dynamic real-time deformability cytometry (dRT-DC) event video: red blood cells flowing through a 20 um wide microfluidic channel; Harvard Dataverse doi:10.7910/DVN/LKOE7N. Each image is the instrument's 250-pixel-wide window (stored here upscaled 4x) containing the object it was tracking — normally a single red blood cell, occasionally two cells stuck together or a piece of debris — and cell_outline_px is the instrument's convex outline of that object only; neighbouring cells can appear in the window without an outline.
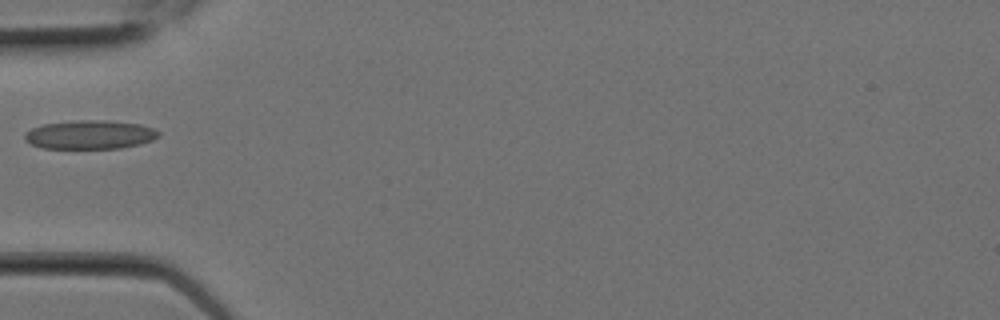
{"species": "Egyptian fruit bat (a non-hibernating species)", "species_latin": "Rousettus aegyptiacus", "temperature_condition": "room temperature", "stored_images_in_passage": 5, "camera_frame_rate_fps": 3000, "um_per_image_px": 0.085, "animal": {"sex": "female"}, "frame": {"image": 1, "passage_image": 2, "time_ms": 0.333, "image_size_px": [1000, 320], "cell_outline_px": [[160, 136], [152, 140], [140, 144], [120, 148], [40, 148], [24, 140], [24, 136], [32, 128], [44, 124], [80, 120], [104, 120], [140, 124], [152, 128], [160, 132]], "centroid_in_image_um": [7.66, 11.45], "position_along_channel_um": 77.3, "area_um2": 22.31}}
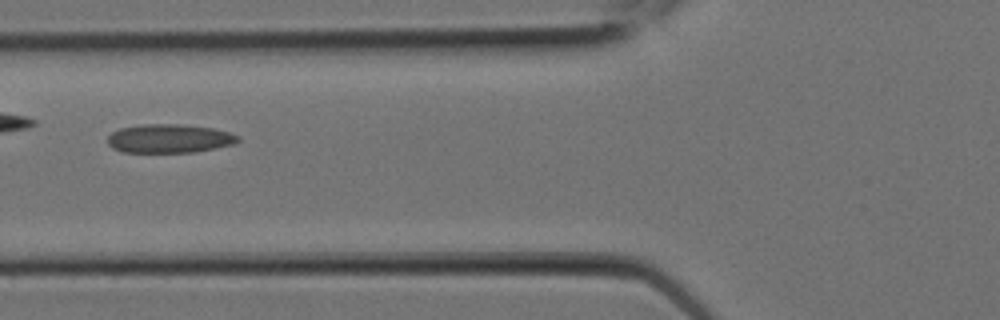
{"frame": {"image": 2, "passage_image": 3, "time_ms": 0.667, "image_size_px": [1000, 320], "cell_outline_px": [[240, 140], [232, 144], [192, 152], [124, 152], [112, 148], [108, 144], [108, 136], [112, 132], [120, 128], [144, 124], [180, 124], [212, 128], [228, 132], [240, 136]], "centroid_in_image_um": [14.36, 11.77], "position_along_channel_um": 111.4, "area_um2": 21.62}}
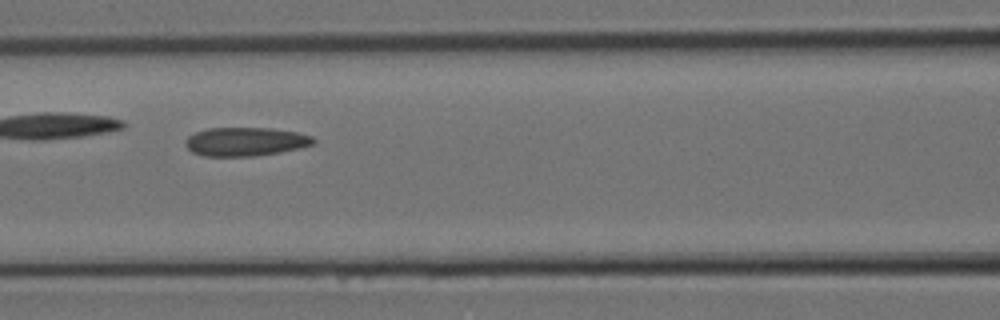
{"frame": {"image": 3, "passage_image": 4, "time_ms": 1.0, "image_size_px": [1000, 320], "cell_outline_px": [[316, 140], [312, 144], [300, 148], [280, 152], [256, 156], [204, 156], [192, 152], [184, 144], [184, 140], [188, 136], [196, 132], [208, 128], [272, 128], [296, 132], [312, 136]], "centroid_in_image_um": [20.85, 12.04], "position_along_channel_um": 145.8, "area_um2": 21.44}}